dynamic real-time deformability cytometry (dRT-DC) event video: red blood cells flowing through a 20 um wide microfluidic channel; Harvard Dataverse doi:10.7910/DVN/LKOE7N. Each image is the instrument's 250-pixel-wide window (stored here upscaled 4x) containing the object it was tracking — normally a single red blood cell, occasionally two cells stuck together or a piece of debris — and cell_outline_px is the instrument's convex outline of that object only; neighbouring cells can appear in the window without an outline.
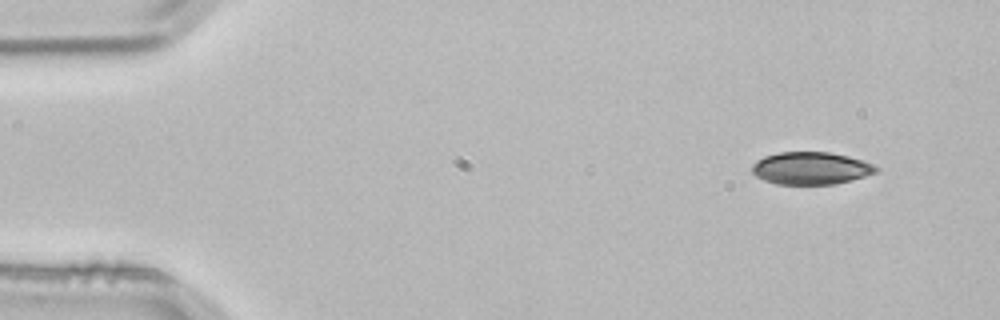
{"species": "common noctule bat (a hibernating species)", "species_latin": "Nyctalus noctula", "temperature_condition": "room temperature", "stored_images_in_passage": 4, "camera_frame_rate_fps": 3000, "um_per_image_px": 0.085, "animal": {"sex": "male", "body_mass_g": 21.5, "forearm_length_mm": 52.0}, "frame": {"image": 1, "passage_image": 4, "time_ms": 1.0, "image_size_px": [1000, 320], "cell_outline_px": [[880, 168], [876, 172], [852, 180], [836, 184], [776, 184], [764, 180], [756, 176], [752, 172], [752, 164], [756, 160], [764, 156], [780, 152], [828, 152], [848, 156], [872, 164]], "centroid_in_image_um": [68.9, 14.3], "position_along_channel_um": 16.1, "area_um2": 23.41}}